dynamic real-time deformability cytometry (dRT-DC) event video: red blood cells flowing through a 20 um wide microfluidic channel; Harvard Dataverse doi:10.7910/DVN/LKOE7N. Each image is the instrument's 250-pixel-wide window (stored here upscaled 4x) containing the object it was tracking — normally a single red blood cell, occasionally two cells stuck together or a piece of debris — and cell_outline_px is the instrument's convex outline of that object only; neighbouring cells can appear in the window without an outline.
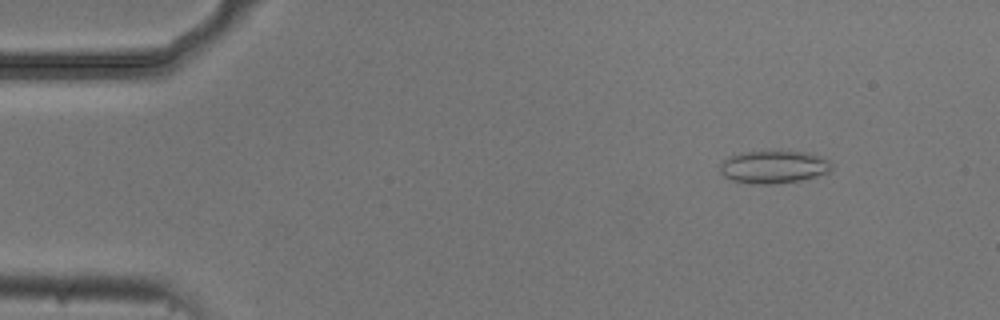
{"species": "common noctule bat (a hibernating species)", "species_latin": "Nyctalus noctula", "temperature_condition": "cold", "stored_images_in_passage": 54, "camera_frame_rate_fps": 3000, "um_per_image_px": 0.085, "animal": {"sex": "male", "body_mass_g": 20.5, "forearm_length_mm": 52.5}, "frame": {"image": 1, "passage_image": 6, "time_ms": 1.667, "image_size_px": [1000, 320], "cell_outline_px": [[832, 168], [828, 172], [816, 176], [800, 180], [776, 184], [752, 184], [732, 180], [724, 176], [720, 172], [720, 164], [728, 156], [748, 152], [808, 152], [820, 156], [828, 160], [832, 164]], "centroid_in_image_um": [65.76, 14.2], "position_along_channel_um": 19.2, "area_um2": 21.1}}
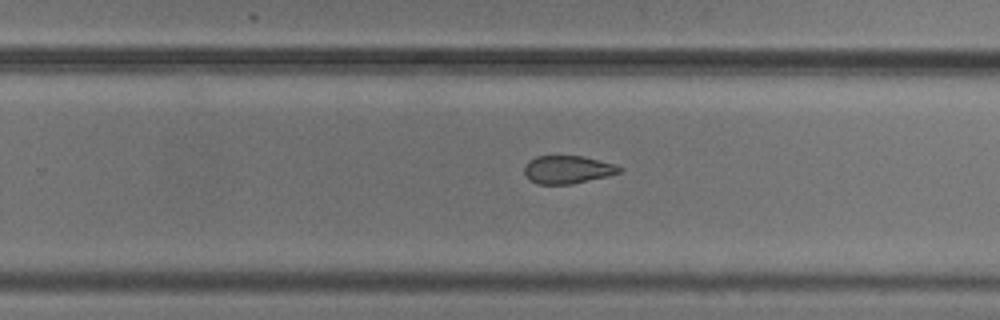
{"frame": {"image": 2, "passage_image": 34, "time_ms": 11.0, "image_size_px": [1000, 320], "cell_outline_px": [[624, 168], [620, 172], [608, 176], [572, 184], [536, 184], [528, 180], [524, 172], [524, 164], [528, 160], [536, 156], [584, 156], [616, 164]], "centroid_in_image_um": [48.23, 14.41], "position_along_channel_um": 281.6, "area_um2": 15.78}}
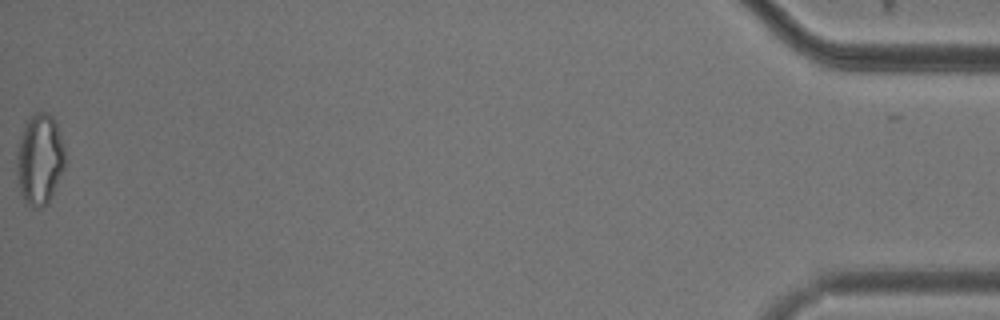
{"frame": {"image": 3, "passage_image": 54, "time_ms": 17.667, "image_size_px": [1000, 320], "cell_outline_px": [[64, 168], [48, 204], [40, 208], [32, 208], [24, 200], [20, 192], [16, 176], [16, 144], [24, 124], [36, 112], [44, 112], [52, 116], [56, 120], [64, 144]], "centroid_in_image_um": [3.34, 13.54], "position_along_channel_um": 431.9, "area_um2": 26.13}, "authors_computed_cell_mechanics": {"area_um2": 18.5538, "velocity_mm_per_s": 3.7303, "shape_relaxation_time_tau1_ms": null, "shape_relaxation_time_tau2_ms": 3.9154, "deformation_change_tau1": null, "deformation_change_tau2": 0.0947}}